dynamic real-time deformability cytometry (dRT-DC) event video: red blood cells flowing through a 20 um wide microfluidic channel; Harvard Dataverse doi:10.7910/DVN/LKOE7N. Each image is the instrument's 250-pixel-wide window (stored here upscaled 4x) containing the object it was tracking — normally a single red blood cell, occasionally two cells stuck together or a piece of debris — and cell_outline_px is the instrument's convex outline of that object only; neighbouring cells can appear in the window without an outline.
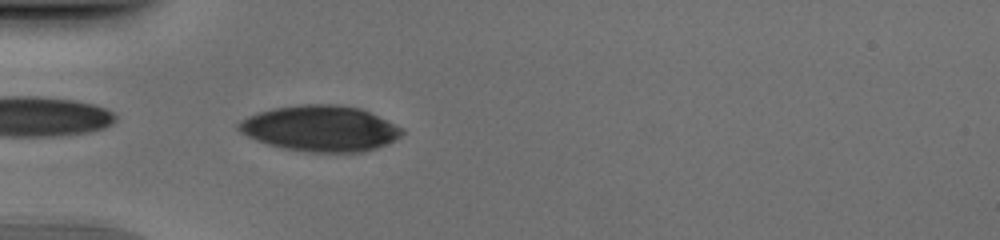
{"species": "human", "species_latin": "Homo sapiens", "temperature_condition": "cold", "stored_images_in_passage": 36, "camera_frame_rate_fps": 3000, "um_per_image_px": 0.085, "donor": {"sex": "male"}, "frame": {"image": 1, "passage_image": 1, "time_ms": 0.0, "image_size_px": [1000, 240], "cell_outline_px": [[404, 132], [400, 136], [376, 148], [364, 152], [308, 152], [284, 148], [268, 144], [256, 140], [240, 132], [236, 128], [236, 124], [240, 120], [248, 116], [272, 108], [304, 104], [336, 104], [360, 108], [400, 128]], "centroid_in_image_um": [27.15, 10.92], "position_along_channel_um": 57.8, "area_um2": 43.12}}
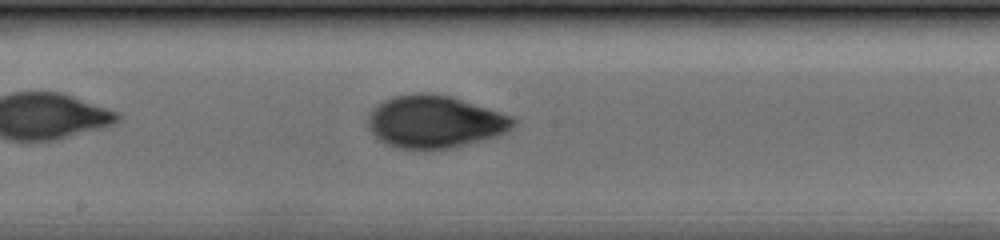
{"frame": {"image": 2, "passage_image": 13, "time_ms": 4.0, "image_size_px": [1000, 240], "cell_outline_px": [[516, 124], [504, 132], [496, 136], [452, 148], [432, 152], [424, 152], [400, 148], [388, 144], [380, 140], [368, 128], [368, 120], [372, 108], [376, 104], [392, 96], [416, 92], [432, 92], [452, 96], [512, 116], [516, 120]], "centroid_in_image_um": [36.93, 10.36], "position_along_channel_um": 211.3, "area_um2": 45.14}}
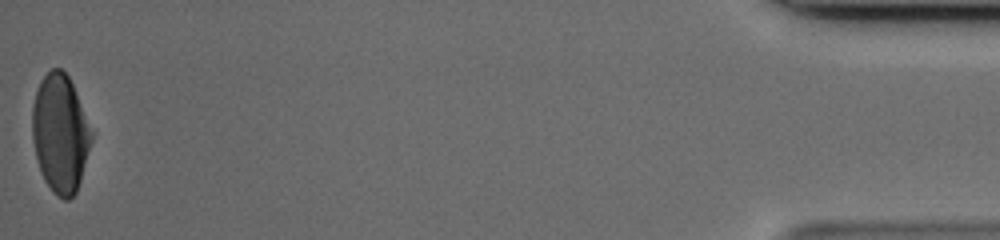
{"frame": {"image": 3, "passage_image": 36, "time_ms": 11.667, "image_size_px": [1000, 240], "cell_outline_px": [[92, 140], [80, 180], [76, 192], [68, 200], [64, 200], [56, 196], [52, 192], [44, 180], [40, 172], [32, 140], [32, 104], [40, 80], [52, 68], [60, 68], [68, 76], [72, 84], [92, 132]], "centroid_in_image_um": [5.09, 11.37], "position_along_channel_um": 430.1, "area_um2": 40.52}}